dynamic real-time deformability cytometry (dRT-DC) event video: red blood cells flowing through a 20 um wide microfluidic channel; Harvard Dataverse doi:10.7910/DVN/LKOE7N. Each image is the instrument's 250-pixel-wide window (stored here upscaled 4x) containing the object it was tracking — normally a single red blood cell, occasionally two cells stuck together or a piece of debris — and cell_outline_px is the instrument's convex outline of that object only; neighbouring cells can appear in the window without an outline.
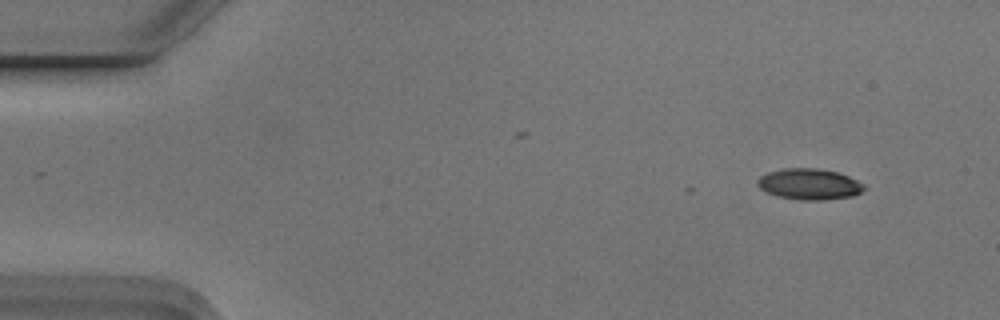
{"species": "Egyptian fruit bat (a non-hibernating species)", "species_latin": "Rousettus aegyptiacus", "temperature_condition": "cold", "stored_images_in_passage": 4, "camera_frame_rate_fps": 3000, "um_per_image_px": 0.085, "animal": {"sex": "male"}, "frame": {"image": 1, "passage_image": 1, "time_ms": 0.0, "image_size_px": [1000, 320], "cell_outline_px": [[864, 188], [860, 192], [852, 196], [824, 200], [800, 200], [776, 196], [760, 188], [756, 184], [756, 180], [760, 176], [768, 172], [784, 168], [820, 168], [836, 172], [848, 176], [864, 184]], "centroid_in_image_um": [68.76, 15.65], "position_along_channel_um": 16.2, "area_um2": 19.25}}
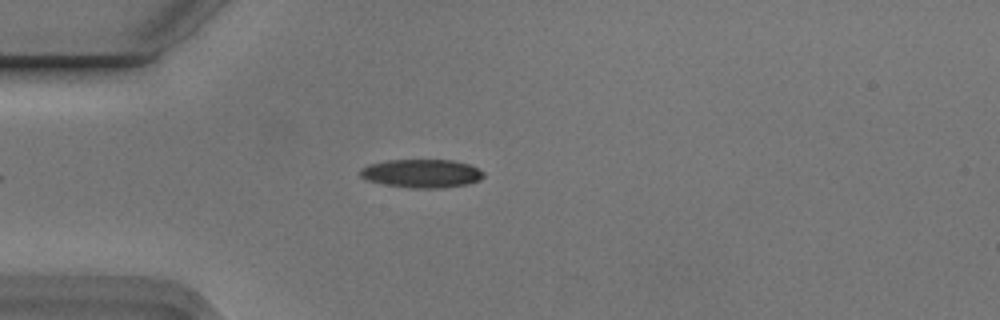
{"frame": {"image": 2, "passage_image": 4, "time_ms": 1.0, "image_size_px": [1000, 320], "cell_outline_px": [[484, 176], [480, 180], [468, 184], [444, 188], [412, 188], [384, 184], [368, 180], [360, 176], [360, 168], [368, 164], [388, 160], [452, 160], [468, 164], [484, 172]], "centroid_in_image_um": [35.84, 14.74], "position_along_channel_um": 49.2, "area_um2": 20.46}}